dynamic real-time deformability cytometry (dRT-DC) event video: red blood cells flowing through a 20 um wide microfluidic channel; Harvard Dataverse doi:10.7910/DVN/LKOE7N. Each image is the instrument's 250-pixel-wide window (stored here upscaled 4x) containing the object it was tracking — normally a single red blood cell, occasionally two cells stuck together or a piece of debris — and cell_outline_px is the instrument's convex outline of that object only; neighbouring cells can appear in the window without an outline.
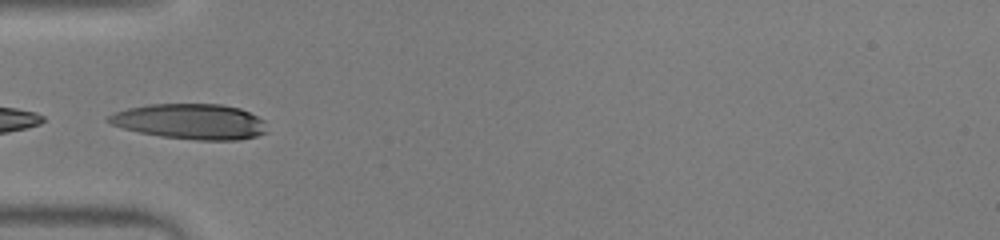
{"species": "human", "species_latin": "Homo sapiens", "temperature_condition": "warm", "stored_images_in_passage": 12, "camera_frame_rate_fps": 3000, "um_per_image_px": 0.085, "donor": {"sex": "male"}, "frame": {"image": 1, "passage_image": 1, "time_ms": 0.0, "image_size_px": [1000, 240], "cell_outline_px": [[268, 132], [256, 136], [240, 140], [196, 140], [160, 136], [140, 132], [124, 128], [112, 124], [104, 120], [108, 116], [116, 112], [128, 108], [148, 104], [224, 104], [240, 108], [264, 120]], "centroid_in_image_um": [16.21, 10.33], "position_along_channel_um": 68.8, "area_um2": 32.71}}
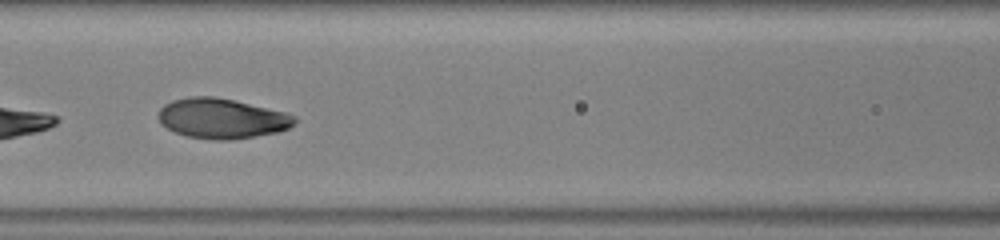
{"frame": {"image": 2, "passage_image": 7, "time_ms": 2.0, "image_size_px": [1000, 240], "cell_outline_px": [[296, 124], [280, 132], [232, 140], [212, 140], [188, 136], [176, 132], [160, 124], [156, 116], [160, 108], [164, 104], [172, 100], [188, 96], [216, 96], [284, 112], [296, 116]], "centroid_in_image_um": [18.83, 10.07], "position_along_channel_um": 147.8, "area_um2": 32.08}}
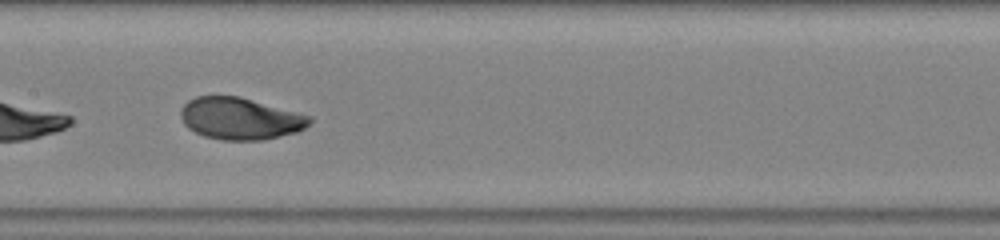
{"frame": {"image": 3, "passage_image": 10, "time_ms": 3.0, "image_size_px": [1000, 240], "cell_outline_px": [[312, 120], [304, 128], [296, 132], [260, 140], [220, 140], [204, 136], [188, 128], [184, 124], [180, 116], [180, 108], [188, 100], [196, 96], [240, 96], [312, 116]], "centroid_in_image_um": [20.39, 10.07], "position_along_channel_um": 187.0, "area_um2": 31.5}}